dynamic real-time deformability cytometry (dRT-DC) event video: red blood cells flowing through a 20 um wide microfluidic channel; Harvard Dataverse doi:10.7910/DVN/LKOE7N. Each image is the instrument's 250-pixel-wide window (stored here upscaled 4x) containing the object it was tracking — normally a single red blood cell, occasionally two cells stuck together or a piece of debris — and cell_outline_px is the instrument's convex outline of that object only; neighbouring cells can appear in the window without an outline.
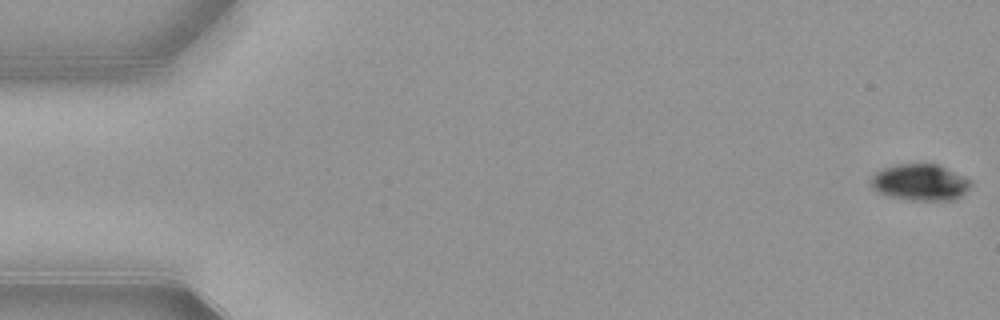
{"species": "common noctule bat (a hibernating species)", "species_latin": "Nyctalus noctula", "temperature_condition": "warm", "stored_images_in_passage": 54, "camera_frame_rate_fps": 3000, "um_per_image_px": 0.085, "animal": {"sex": "female", "body_mass_g": 21.9}, "frame": {"image": 1, "passage_image": 1, "time_ms": 0.0, "image_size_px": [1000, 320], "cell_outline_px": [[972, 184], [956, 200], [908, 200], [888, 196], [872, 188], [872, 176], [876, 172], [884, 168], [896, 164], [936, 164], [972, 180]], "centroid_in_image_um": [78.22, 15.51], "position_along_channel_um": 6.8, "area_um2": 20.98}}
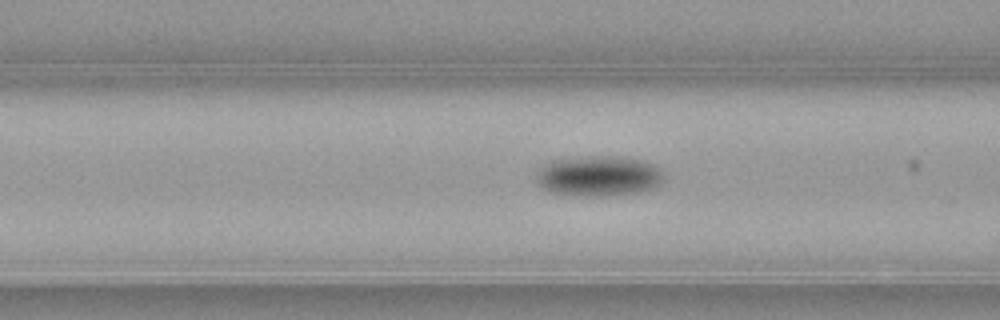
{"frame": {"image": 2, "passage_image": 21, "time_ms": 6.667, "image_size_px": [1000, 320], "cell_outline_px": [[664, 180], [660, 184], [652, 188], [640, 192], [604, 196], [584, 196], [552, 192], [536, 184], [536, 172], [544, 164], [552, 160], [592, 156], [608, 156], [640, 160], [656, 164], [664, 176]], "centroid_in_image_um": [50.88, 14.96], "position_along_channel_um": 115.7, "area_um2": 30.0}}
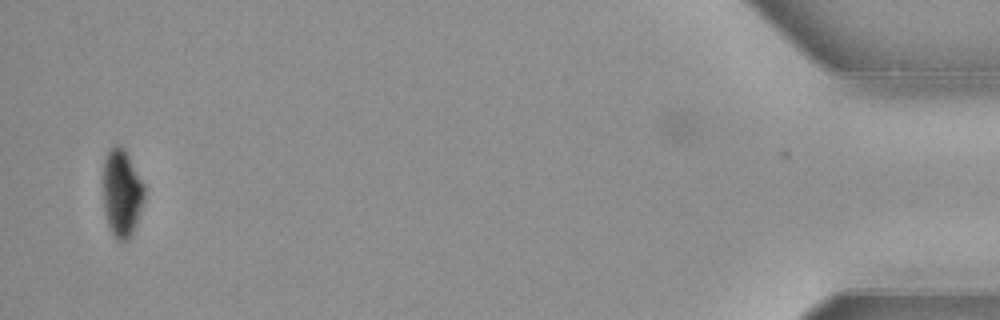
{"frame": {"image": 3, "passage_image": 52, "time_ms": 17.0, "image_size_px": [1000, 320], "cell_outline_px": [[144, 200], [136, 224], [128, 240], [120, 244], [116, 240], [108, 224], [104, 208], [104, 160], [108, 148], [112, 144], [120, 144], [124, 148], [144, 184]], "centroid_in_image_um": [10.35, 16.39], "position_along_channel_um": 424.8, "area_um2": 21.1}, "authors_computed_cell_mechanics": {"area_um2": 24.8251, "velocity_mm_per_s": 3.8845, "shape_relaxation_time_tau1_ms": 2.2594, "shape_relaxation_time_tau2_ms": null, "deformation_change_tau1": 0.0945, "deformation_change_tau2": null}}